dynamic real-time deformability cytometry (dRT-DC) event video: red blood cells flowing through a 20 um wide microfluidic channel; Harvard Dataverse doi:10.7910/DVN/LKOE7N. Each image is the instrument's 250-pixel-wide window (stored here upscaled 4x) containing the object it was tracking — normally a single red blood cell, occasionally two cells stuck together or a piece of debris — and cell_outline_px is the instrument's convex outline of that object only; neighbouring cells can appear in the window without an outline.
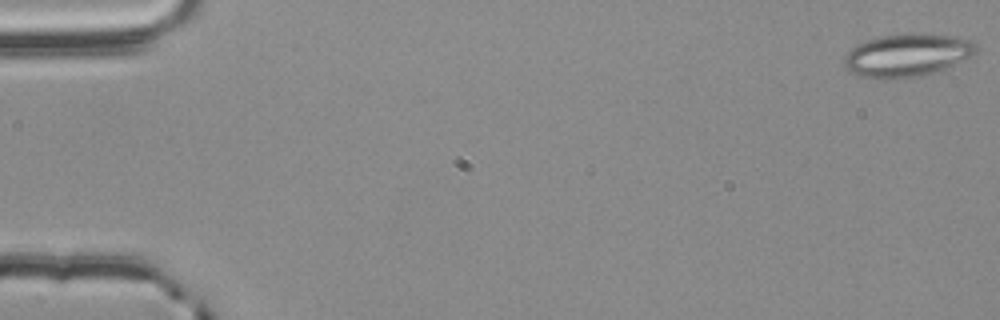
{"species": "common noctule bat (a hibernating species)", "species_latin": "Nyctalus noctula", "temperature_condition": "room temperature", "stored_images_in_passage": 55, "camera_frame_rate_fps": 3000, "um_per_image_px": 0.085, "animal": {"sex": "male", "body_mass_g": 20.4}, "frame": {"image": 1, "passage_image": 1, "time_ms": 0.0, "image_size_px": [1000, 320], "cell_outline_px": [[976, 52], [972, 56], [944, 68], [932, 72], [916, 76], [888, 80], [880, 80], [856, 76], [844, 64], [844, 56], [856, 44], [880, 36], [960, 36], [972, 40], [976, 44]], "centroid_in_image_um": [77.06, 4.74], "position_along_channel_um": 7.9, "area_um2": 32.14}}
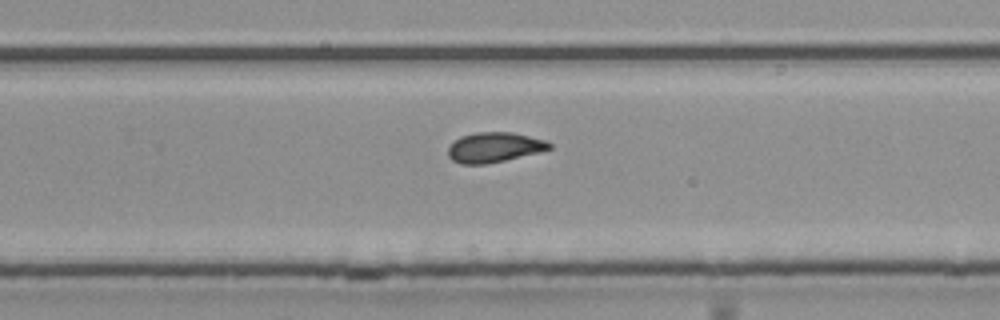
{"frame": {"image": 2, "passage_image": 36, "time_ms": 11.667, "image_size_px": [1000, 320], "cell_outline_px": [[552, 148], [504, 160], [484, 164], [460, 164], [452, 160], [448, 156], [448, 148], [460, 136], [476, 132], [512, 132], [544, 140], [552, 144]], "centroid_in_image_um": [41.97, 12.52], "position_along_channel_um": 287.8, "area_um2": 17.4}}
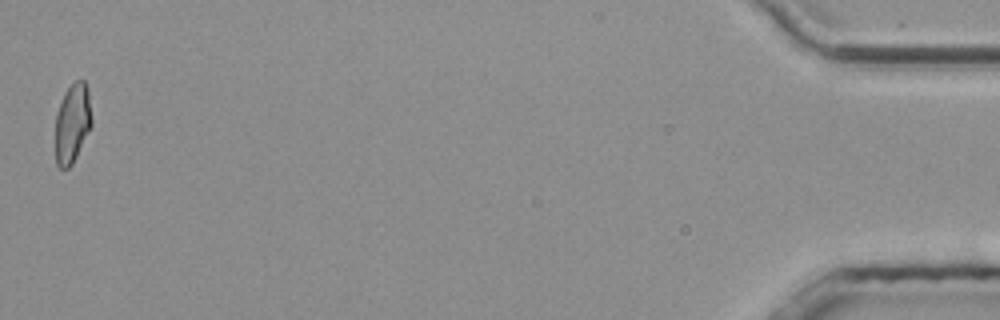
{"frame": {"image": 3, "passage_image": 55, "time_ms": 18.0, "image_size_px": [1000, 320], "cell_outline_px": [[92, 124], [72, 164], [68, 168], [60, 168], [56, 164], [56, 116], [64, 92], [76, 80], [84, 80], [88, 88], [92, 120]], "centroid_in_image_um": [6.16, 10.45], "position_along_channel_um": 429.0, "area_um2": 16.59}, "authors_computed_cell_mechanics": {"area_um2": 18.1492, "velocity_mm_per_s": 3.8032, "shape_relaxation_time_tau1_ms": null, "shape_relaxation_time_tau2_ms": 2.6256, "deformation_change_tau1": null, "deformation_change_tau2": 0.0749}}